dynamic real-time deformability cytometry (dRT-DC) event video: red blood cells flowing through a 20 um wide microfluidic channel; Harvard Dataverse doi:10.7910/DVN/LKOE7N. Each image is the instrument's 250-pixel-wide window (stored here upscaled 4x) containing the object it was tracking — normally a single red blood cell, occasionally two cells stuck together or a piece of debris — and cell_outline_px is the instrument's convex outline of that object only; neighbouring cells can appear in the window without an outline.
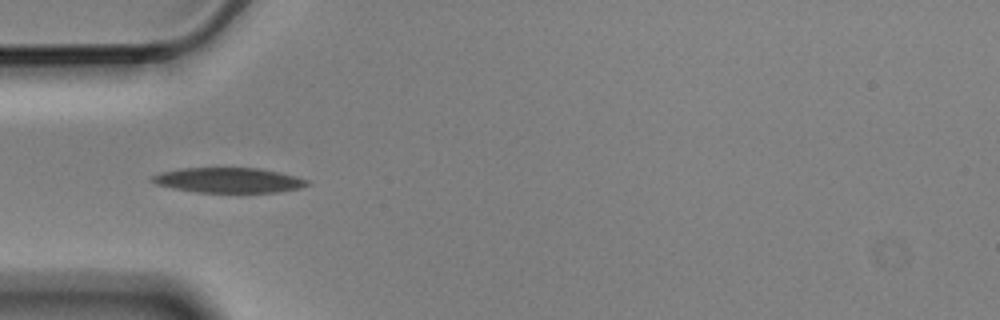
{"species": "Egyptian fruit bat (a non-hibernating species)", "species_latin": "Rousettus aegyptiacus", "temperature_condition": "cold", "stored_images_in_passage": 8, "camera_frame_rate_fps": 3000, "um_per_image_px": 0.085, "animal": {"sex": "male"}, "frame": {"image": 1, "passage_image": 3, "time_ms": 0.667, "image_size_px": [1000, 320], "cell_outline_px": [[312, 184], [300, 188], [276, 192], [196, 192], [172, 188], [156, 184], [148, 180], [148, 176], [160, 172], [180, 168], [260, 168], [280, 172], [296, 176], [308, 180]], "centroid_in_image_um": [19.39, 15.31], "position_along_channel_um": 65.6, "area_um2": 22.89}}
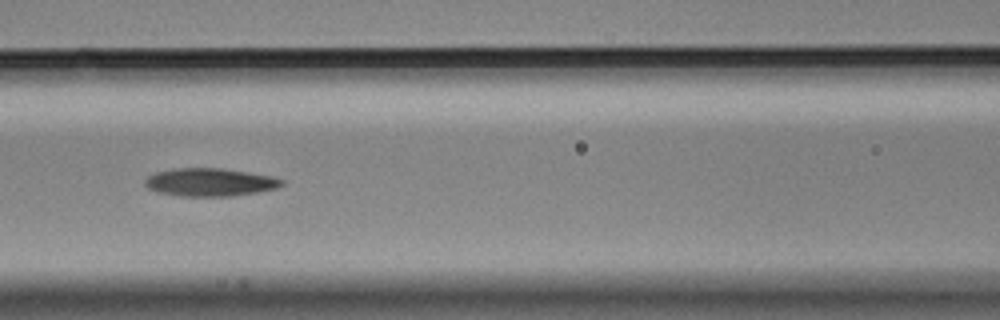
{"frame": {"image": 2, "passage_image": 5, "time_ms": 1.333, "image_size_px": [1000, 320], "cell_outline_px": [[284, 184], [276, 188], [260, 192], [232, 196], [180, 196], [156, 192], [148, 188], [144, 184], [144, 180], [148, 176], [156, 172], [172, 168], [220, 168], [248, 172], [272, 176], [284, 180]], "centroid_in_image_um": [17.83, 15.49], "position_along_channel_um": 148.8, "area_um2": 22.48}}
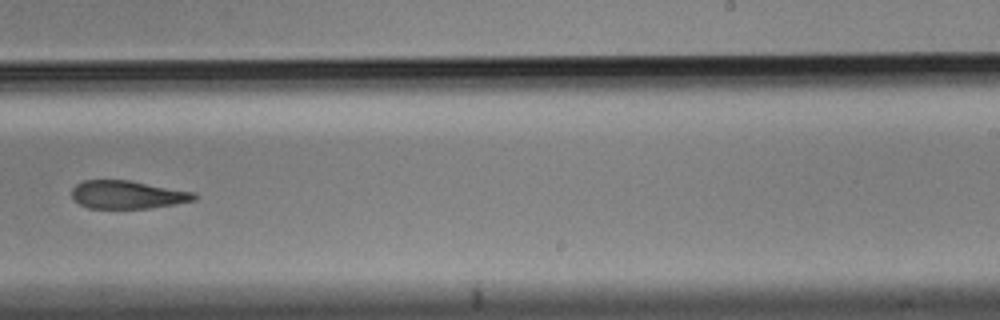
{"frame": {"image": 3, "passage_image": 8, "time_ms": 2.333, "image_size_px": [1000, 320], "cell_outline_px": [[196, 200], [176, 204], [148, 208], [88, 208], [72, 200], [72, 188], [76, 184], [84, 180], [128, 180], [196, 192]], "centroid_in_image_um": [10.83, 16.55], "position_along_channel_um": 278.2, "area_um2": 20.11}}